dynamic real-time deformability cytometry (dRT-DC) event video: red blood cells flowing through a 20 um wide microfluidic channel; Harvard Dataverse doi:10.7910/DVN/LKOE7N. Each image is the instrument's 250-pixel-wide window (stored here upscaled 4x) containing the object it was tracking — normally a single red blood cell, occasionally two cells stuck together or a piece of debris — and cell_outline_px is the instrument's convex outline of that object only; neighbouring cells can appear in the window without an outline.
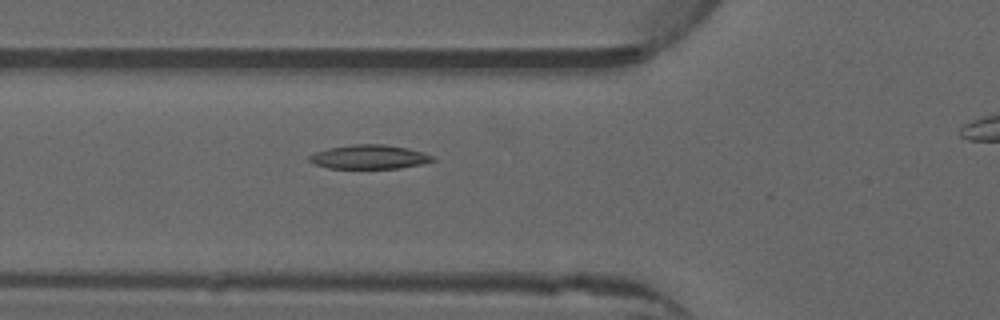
{"species": "common noctule bat (a hibernating species)", "species_latin": "Nyctalus noctula", "temperature_condition": "warm", "stored_images_in_passage": 37, "camera_frame_rate_fps": 3000, "um_per_image_px": 0.085, "animal": {"sex": "male", "forearm_length_mm": 52.5}, "frame": {"image": 1, "passage_image": 10, "time_ms": 3.0, "image_size_px": [1000, 320], "cell_outline_px": [[436, 160], [424, 164], [400, 168], [328, 168], [316, 164], [308, 160], [308, 156], [316, 152], [328, 148], [352, 144], [384, 144], [408, 148], [424, 152], [432, 156]], "centroid_in_image_um": [31.42, 13.33], "position_along_channel_um": 94.4, "area_um2": 17.34}}
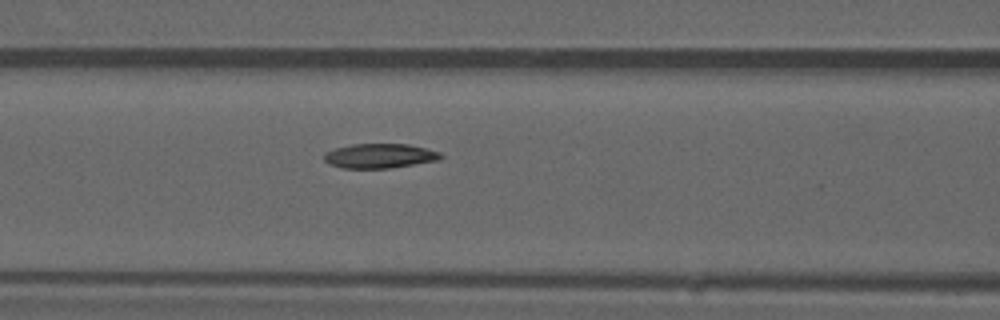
{"frame": {"image": 2, "passage_image": 13, "time_ms": 4.0, "image_size_px": [1000, 320], "cell_outline_px": [[444, 156], [440, 160], [388, 168], [340, 168], [328, 164], [324, 160], [324, 152], [336, 148], [352, 144], [408, 144], [440, 152]], "centroid_in_image_um": [32.25, 13.25], "position_along_channel_um": 134.3, "area_um2": 16.7}}
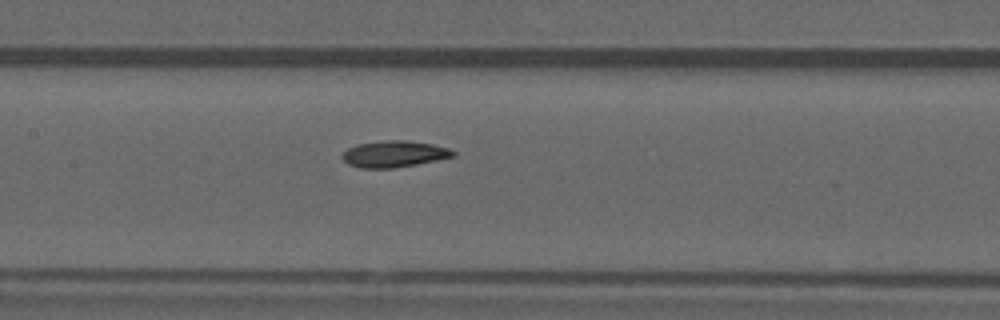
{"frame": {"image": 3, "passage_image": 16, "time_ms": 5.0, "image_size_px": [1000, 320], "cell_outline_px": [[456, 156], [416, 164], [392, 168], [360, 168], [348, 164], [340, 156], [348, 148], [356, 144], [388, 140], [404, 140], [432, 144], [448, 148], [456, 152]], "centroid_in_image_um": [33.49, 13.09], "position_along_channel_um": 173.9, "area_um2": 16.99}, "authors_computed_cell_mechanics": {"area_um2": 16.8776, "velocity_mm_per_s": 3.958, "shape_relaxation_time_tau1_ms": 10.8832, "shape_relaxation_time_tau2_ms": 5.2041, "deformation_change_tau1": 0.2311, "deformation_change_tau2": 0.127}}